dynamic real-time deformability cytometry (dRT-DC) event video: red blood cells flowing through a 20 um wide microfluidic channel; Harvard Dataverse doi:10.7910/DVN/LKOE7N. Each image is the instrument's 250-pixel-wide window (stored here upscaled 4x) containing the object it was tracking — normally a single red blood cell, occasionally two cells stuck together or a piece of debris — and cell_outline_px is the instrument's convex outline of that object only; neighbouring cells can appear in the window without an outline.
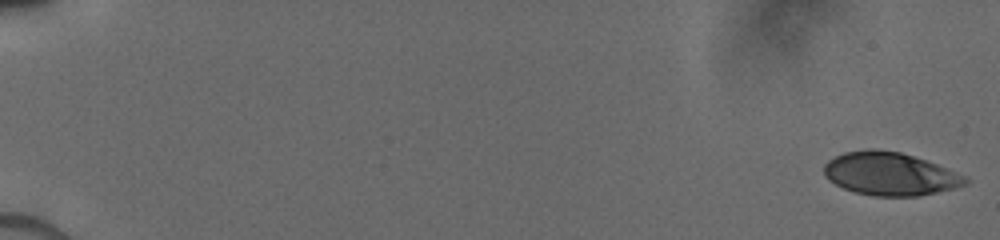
{"species": "human", "species_latin": "Homo sapiens", "temperature_condition": "cold", "stored_images_in_passage": 52, "camera_frame_rate_fps": 3000, "um_per_image_px": 0.085, "donor": {"sex": "male"}, "frame": {"image": 1, "passage_image": 1, "time_ms": 0.0, "image_size_px": [1000, 240], "cell_outline_px": [[968, 184], [920, 196], [876, 196], [856, 192], [844, 188], [828, 180], [824, 176], [824, 164], [828, 160], [844, 152], [868, 148], [872, 148], [900, 152], [936, 164], [964, 176], [968, 180]], "centroid_in_image_um": [75.6, 14.77], "position_along_channel_um": 9.4, "area_um2": 35.14}}
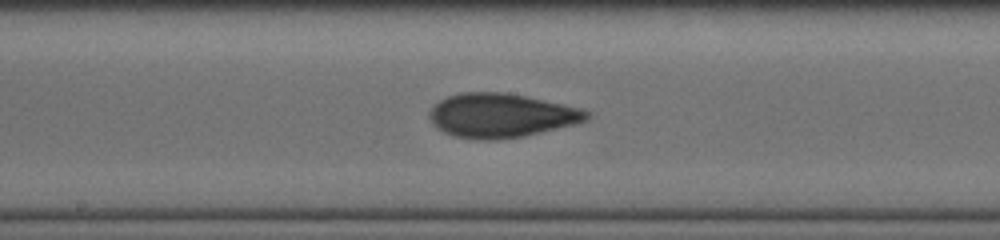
{"frame": {"image": 2, "passage_image": 30, "time_ms": 9.667, "image_size_px": [1000, 240], "cell_outline_px": [[592, 116], [588, 120], [576, 124], [524, 136], [496, 140], [480, 140], [456, 136], [444, 132], [436, 128], [432, 124], [428, 116], [428, 112], [440, 100], [448, 96], [460, 92], [508, 92], [528, 96], [584, 108], [592, 112]], "centroid_in_image_um": [42.65, 9.8], "position_along_channel_um": 205.5, "area_um2": 40.98}}
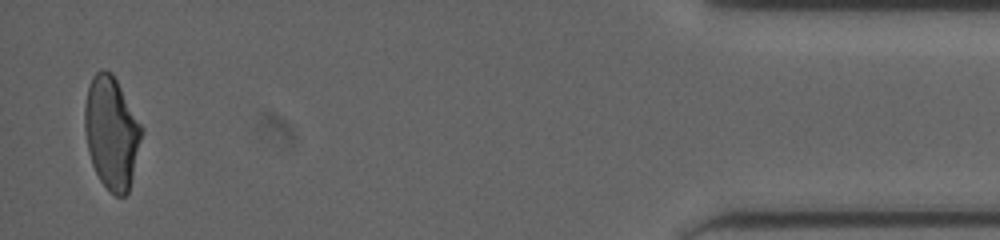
{"frame": {"image": 3, "passage_image": 52, "time_ms": 16.667, "image_size_px": [1000, 240], "cell_outline_px": [[144, 132], [128, 192], [124, 196], [116, 196], [100, 180], [92, 164], [88, 152], [84, 128], [84, 104], [88, 88], [92, 76], [100, 68], [104, 68], [112, 72], [144, 128]], "centroid_in_image_um": [9.48, 11.23], "position_along_channel_um": 425.7, "area_um2": 37.51}}